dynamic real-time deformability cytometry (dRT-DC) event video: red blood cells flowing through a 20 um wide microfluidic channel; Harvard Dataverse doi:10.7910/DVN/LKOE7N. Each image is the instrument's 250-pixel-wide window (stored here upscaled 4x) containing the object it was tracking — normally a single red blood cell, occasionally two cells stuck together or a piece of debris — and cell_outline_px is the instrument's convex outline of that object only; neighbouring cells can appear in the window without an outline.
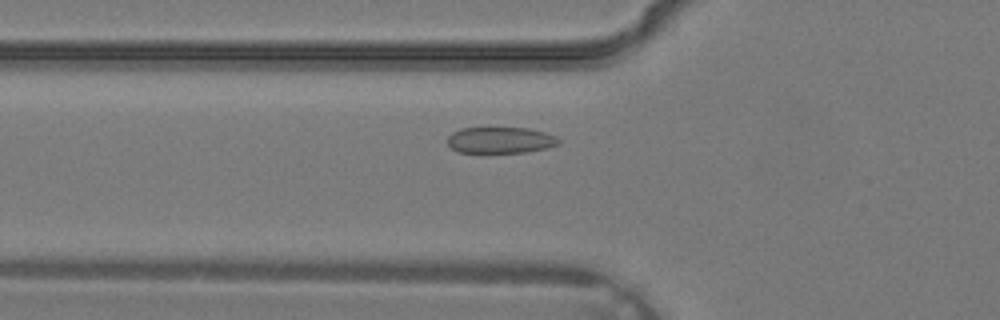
{"species": "common noctule bat (a hibernating species)", "species_latin": "Nyctalus noctula", "temperature_condition": "warm", "stored_images_in_passage": 34, "segment_of_instrument_passage": [1, 2], "camera_frame_rate_fps": 3000, "um_per_image_px": 0.085, "animal": {"sex": "male", "body_mass_g": 19.2, "forearm_length_mm": 51.8}, "frame": {"image": 1, "passage_image": 11, "time_ms": 3.333, "image_size_px": [1000, 320], "cell_outline_px": [[560, 144], [548, 148], [524, 152], [484, 156], [480, 156], [456, 152], [448, 144], [448, 136], [452, 132], [464, 128], [528, 128], [544, 132], [556, 136], [560, 140]], "centroid_in_image_um": [42.49, 11.98], "position_along_channel_um": 83.3, "area_um2": 17.98}}
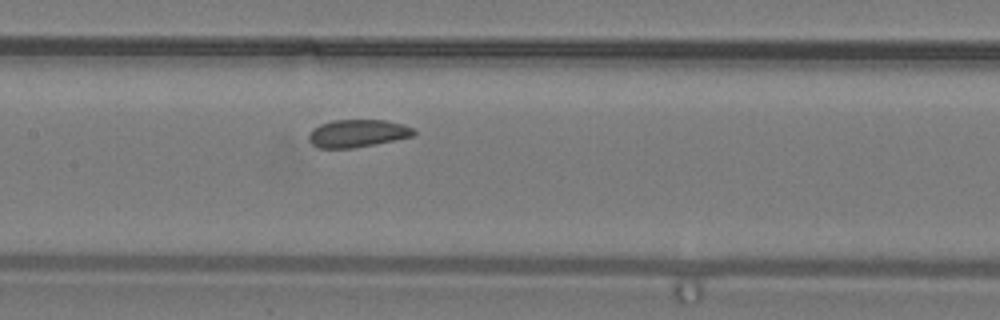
{"frame": {"image": 2, "passage_image": 16, "time_ms": 5.0, "image_size_px": [1000, 320], "cell_outline_px": [[416, 132], [412, 136], [352, 148], [316, 148], [308, 140], [308, 136], [312, 128], [320, 124], [332, 120], [384, 120], [404, 124], [412, 128]], "centroid_in_image_um": [30.33, 11.33], "position_along_channel_um": 177.1, "area_um2": 16.82}}
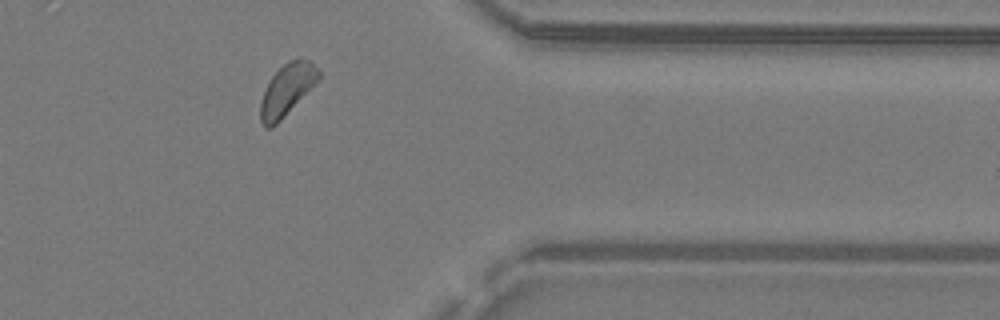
{"frame": {"image": 3, "passage_image": 28, "time_ms": 9.0, "image_size_px": [1000, 320], "cell_outline_px": [[320, 80], [272, 128], [264, 128], [260, 120], [260, 104], [264, 92], [272, 76], [284, 64], [300, 56], [308, 60], [320, 72]], "centroid_in_image_um": [24.4, 7.64], "position_along_channel_um": 387.0, "area_um2": 17.28}}